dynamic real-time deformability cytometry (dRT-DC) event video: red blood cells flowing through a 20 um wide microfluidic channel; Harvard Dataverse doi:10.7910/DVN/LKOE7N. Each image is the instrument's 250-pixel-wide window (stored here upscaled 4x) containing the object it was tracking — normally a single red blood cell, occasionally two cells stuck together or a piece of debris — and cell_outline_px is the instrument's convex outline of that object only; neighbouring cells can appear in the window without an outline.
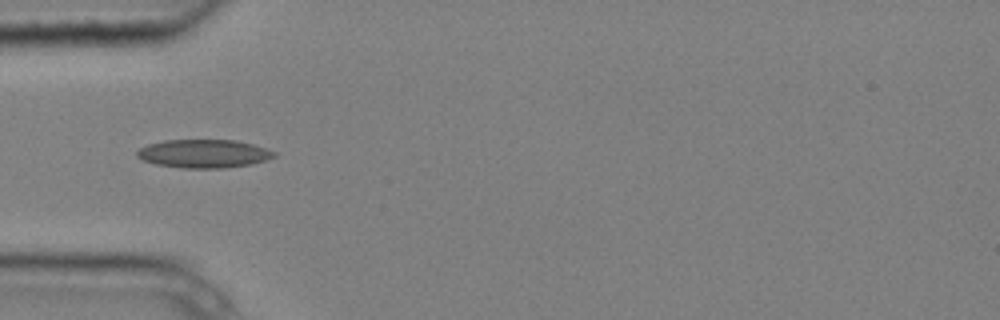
{"species": "common noctule bat (a hibernating species)", "species_latin": "Nyctalus noctula", "temperature_condition": "cold", "stored_images_in_passage": 2, "camera_frame_rate_fps": 3000, "um_per_image_px": 0.085, "animal": {"sex": "male", "body_mass_g": 20.4}, "frame": {"image": 1, "passage_image": 1, "time_ms": 0.0, "image_size_px": [1000, 320], "cell_outline_px": [[276, 156], [252, 164], [224, 168], [180, 168], [156, 164], [144, 160], [136, 156], [136, 152], [140, 148], [148, 144], [164, 140], [236, 140], [252, 144], [276, 152]], "centroid_in_image_um": [17.3, 13.06], "position_along_channel_um": 67.7, "area_um2": 22.6}}
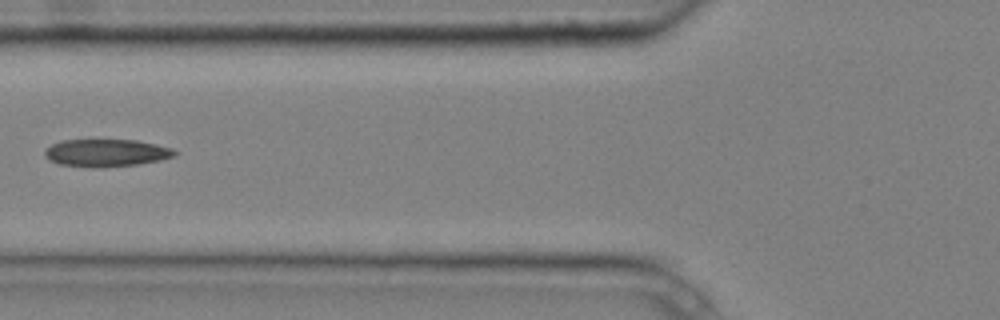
{"frame": {"image": 2, "passage_image": 2, "time_ms": 0.333, "image_size_px": [1000, 320], "cell_outline_px": [[176, 156], [160, 160], [136, 164], [104, 168], [92, 168], [60, 164], [48, 160], [44, 156], [44, 152], [52, 144], [60, 140], [136, 140], [156, 144], [172, 148], [176, 152]], "centroid_in_image_um": [9.02, 13.0], "position_along_channel_um": 116.8, "area_um2": 20.92}}